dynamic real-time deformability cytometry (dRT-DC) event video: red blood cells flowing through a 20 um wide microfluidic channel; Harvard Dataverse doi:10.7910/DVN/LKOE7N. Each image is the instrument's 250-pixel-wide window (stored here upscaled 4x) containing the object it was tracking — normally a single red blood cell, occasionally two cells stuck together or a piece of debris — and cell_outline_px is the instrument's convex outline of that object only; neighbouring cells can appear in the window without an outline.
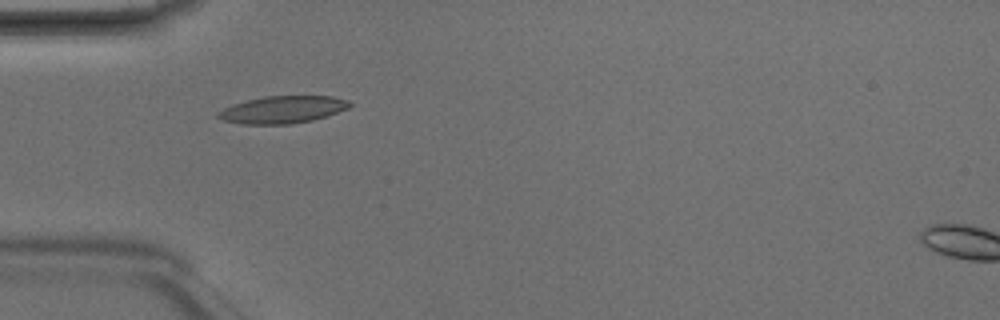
{"species": "Egyptian fruit bat (a non-hibernating species)", "species_latin": "Rousettus aegyptiacus", "temperature_condition": "room temperature", "stored_images_in_passage": 6, "camera_frame_rate_fps": 3000, "um_per_image_px": 0.085, "animal": {"sex": "male"}, "frame": {"image": 1, "passage_image": 3, "time_ms": 0.667, "image_size_px": [1000, 320], "cell_outline_px": [[352, 104], [348, 108], [312, 120], [288, 124], [240, 124], [220, 120], [216, 116], [216, 112], [232, 104], [264, 96], [332, 96], [348, 100]], "centroid_in_image_um": [23.96, 9.32], "position_along_channel_um": 61.0, "area_um2": 20.87}}